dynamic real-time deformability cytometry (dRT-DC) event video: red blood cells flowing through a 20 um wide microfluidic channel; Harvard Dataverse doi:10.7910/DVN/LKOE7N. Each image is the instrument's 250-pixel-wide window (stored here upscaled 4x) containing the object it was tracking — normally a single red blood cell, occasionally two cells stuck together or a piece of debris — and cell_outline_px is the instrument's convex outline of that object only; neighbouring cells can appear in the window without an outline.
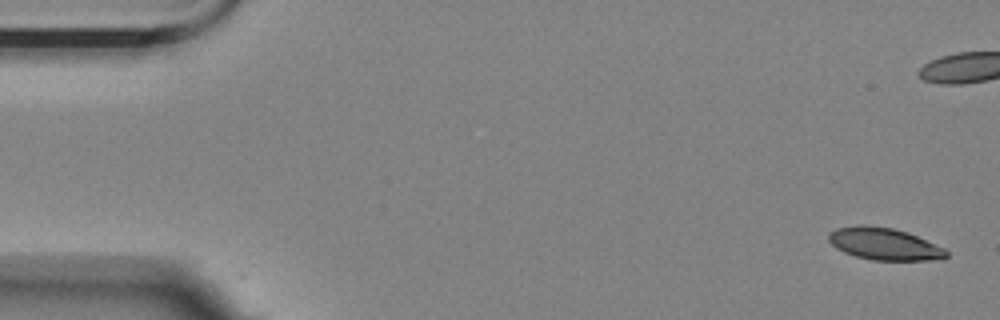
{"species": "Egyptian fruit bat (a non-hibernating species)", "species_latin": "Rousettus aegyptiacus", "temperature_condition": "room temperature", "stored_images_in_passage": 6, "camera_frame_rate_fps": 3000, "um_per_image_px": 0.085, "animal": {"sex": "female"}, "frame": {"image": 1, "passage_image": 1, "time_ms": 0.0, "image_size_px": [1000, 320], "cell_outline_px": [[948, 256], [944, 260], [872, 260], [856, 256], [844, 252], [836, 248], [828, 240], [828, 236], [836, 228], [860, 224], [892, 228], [908, 232], [944, 248], [948, 252]], "centroid_in_image_um": [75.19, 20.74], "position_along_channel_um": 9.8, "area_um2": 22.02}}
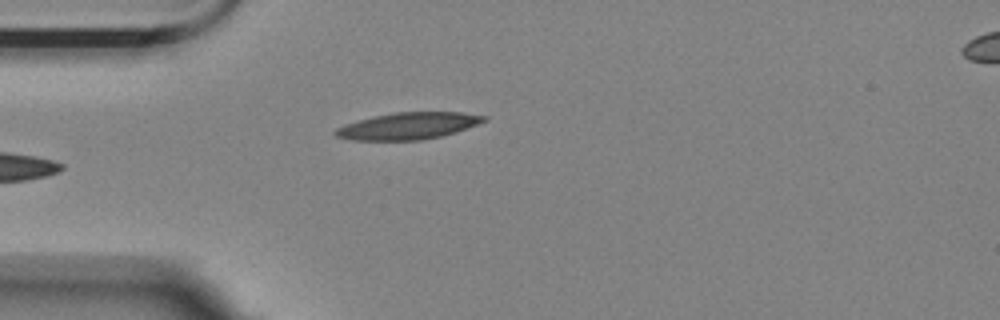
{"frame": {"image": 2, "passage_image": 5, "time_ms": 1.333, "image_size_px": [1000, 320], "cell_outline_px": [[488, 120], [456, 132], [440, 136], [420, 140], [352, 140], [336, 136], [332, 132], [336, 128], [344, 124], [372, 116], [392, 112], [460, 112], [488, 116]], "centroid_in_image_um": [34.68, 10.69], "position_along_channel_um": 50.3, "area_um2": 23.29}}